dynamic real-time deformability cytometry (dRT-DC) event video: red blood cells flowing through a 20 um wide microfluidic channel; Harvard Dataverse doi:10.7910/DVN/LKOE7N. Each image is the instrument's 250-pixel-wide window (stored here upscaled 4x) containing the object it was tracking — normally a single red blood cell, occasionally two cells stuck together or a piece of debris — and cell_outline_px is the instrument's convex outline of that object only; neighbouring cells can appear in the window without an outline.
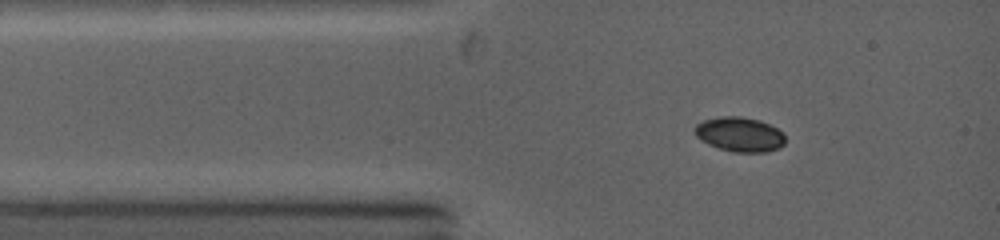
{"species": "common noctule bat (a hibernating species)", "species_latin": "Nyctalus noctula", "temperature_condition": "warm", "stored_images_in_passage": 33, "camera_frame_rate_fps": 5000, "um_per_image_px": 0.085, "animal": {"sex": "female", "body_mass_g": 19.0, "forearm_length_mm": 53.3}, "frame": {"image": 1, "passage_image": 3, "time_ms": 0.8, "image_size_px": [1000, 240], "cell_outline_px": [[784, 144], [780, 148], [768, 152], [732, 152], [708, 144], [700, 140], [692, 132], [692, 128], [696, 124], [704, 120], [720, 116], [740, 116], [760, 120], [784, 132]], "centroid_in_image_um": [62.85, 11.42], "position_along_channel_um": 22.2, "area_um2": 18.5}}
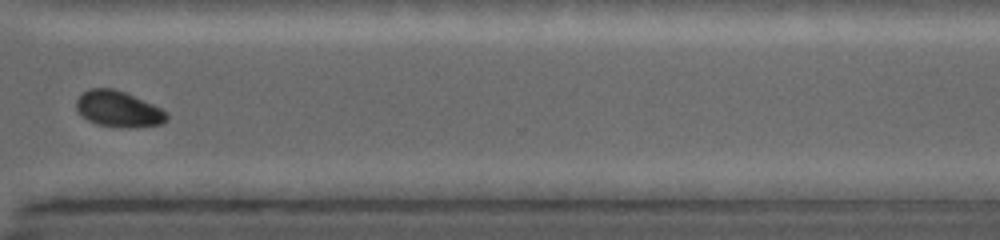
{"frame": {"image": 2, "passage_image": 21, "time_ms": 9.0, "image_size_px": [1000, 240], "cell_outline_px": [[168, 120], [160, 124], [136, 128], [128, 128], [96, 124], [88, 120], [76, 108], [76, 100], [84, 92], [92, 88], [112, 88], [124, 92], [152, 104], [168, 112]], "centroid_in_image_um": [10.09, 9.28], "position_along_channel_um": 360.5, "area_um2": 18.79}}
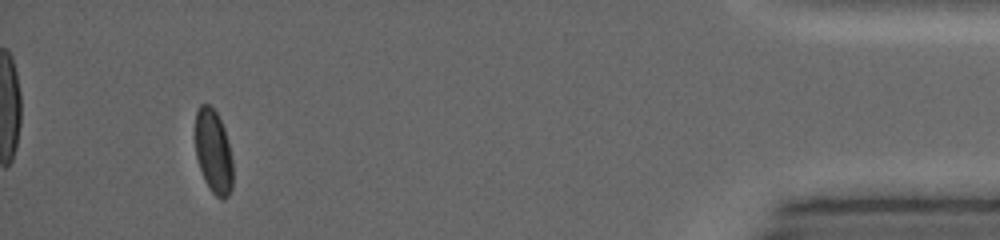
{"frame": {"image": 3, "passage_image": 29, "time_ms": 12.2, "image_size_px": [1000, 240], "cell_outline_px": [[232, 188], [228, 196], [224, 200], [220, 200], [212, 192], [204, 180], [196, 156], [196, 112], [200, 104], [208, 104], [216, 112], [224, 128], [232, 160]], "centroid_in_image_um": [18.14, 12.92], "position_along_channel_um": 417.1, "area_um2": 18.21}, "authors_computed_cell_mechanics": {"area_um2": 18.9006, "velocity_mm_per_s": 4.3618, "shape_relaxation_time_tau1_ms": 4.4161, "shape_relaxation_time_tau2_ms": null, "deformation_change_tau1": 0.0982, "deformation_change_tau2": null}}